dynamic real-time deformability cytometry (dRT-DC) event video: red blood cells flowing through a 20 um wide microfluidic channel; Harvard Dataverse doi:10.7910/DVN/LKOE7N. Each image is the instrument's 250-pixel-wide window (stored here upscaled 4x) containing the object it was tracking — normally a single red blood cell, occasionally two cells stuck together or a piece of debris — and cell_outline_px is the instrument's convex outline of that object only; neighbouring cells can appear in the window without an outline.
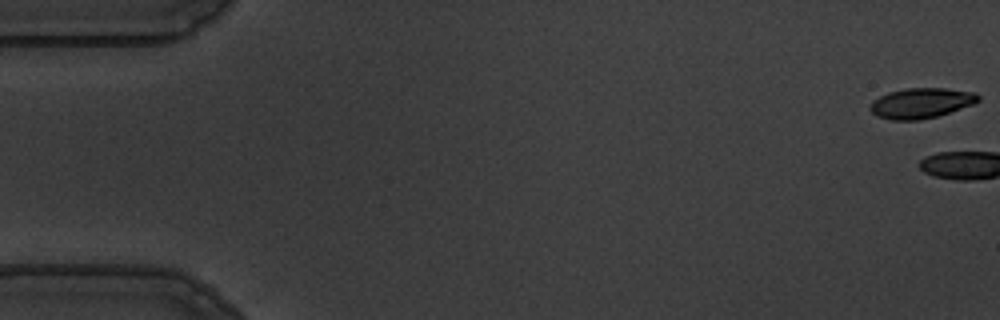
{"species": "common noctule bat (a hibernating species)", "species_latin": "Nyctalus noctula", "temperature_condition": "warm", "stored_images_in_passage": 3, "camera_frame_rate_fps": 3000, "um_per_image_px": 0.085, "animal": {"sex": "male", "body_mass_g": 19.5, "forearm_length_mm": 54.6}, "frame": {"image": 1, "passage_image": 1, "time_ms": 0.0, "image_size_px": [1000, 320], "cell_outline_px": [[980, 100], [972, 104], [936, 116], [920, 120], [892, 120], [876, 116], [868, 108], [872, 100], [888, 92], [908, 88], [944, 88], [976, 92], [980, 96]], "centroid_in_image_um": [78.26, 8.76], "position_along_channel_um": 6.7, "area_um2": 19.02}}